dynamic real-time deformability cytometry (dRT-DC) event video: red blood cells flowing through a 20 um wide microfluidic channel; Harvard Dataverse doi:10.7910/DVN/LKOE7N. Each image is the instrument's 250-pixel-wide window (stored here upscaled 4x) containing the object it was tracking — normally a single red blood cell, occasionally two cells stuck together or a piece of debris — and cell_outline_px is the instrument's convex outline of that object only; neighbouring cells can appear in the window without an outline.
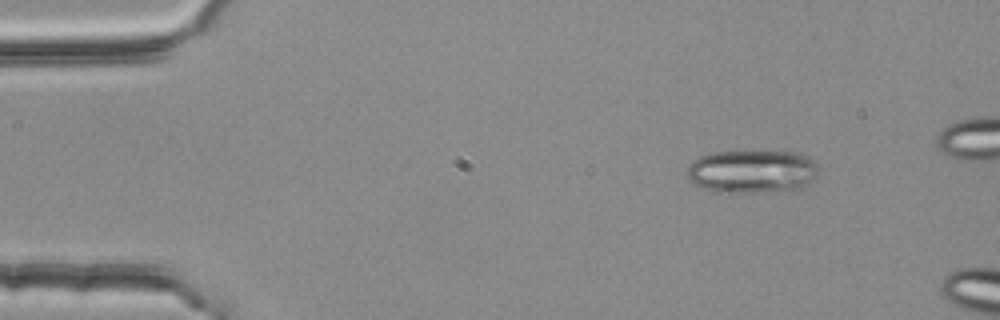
{"species": "common noctule bat (a hibernating species)", "species_latin": "Nyctalus noctula", "temperature_condition": "room temperature", "stored_images_in_passage": 49, "camera_frame_rate_fps": 3000, "um_per_image_px": 0.085, "animal": {"sex": "female", "body_mass_g": 25.1}, "frame": {"image": 1, "passage_image": 1, "time_ms": 0.0, "image_size_px": [1000, 320], "cell_outline_px": [[820, 168], [796, 192], [716, 192], [700, 188], [688, 180], [688, 164], [692, 160], [700, 156], [712, 152], [800, 152], [812, 160]], "centroid_in_image_um": [63.88, 14.59], "position_along_channel_um": 21.1, "area_um2": 33.29}}
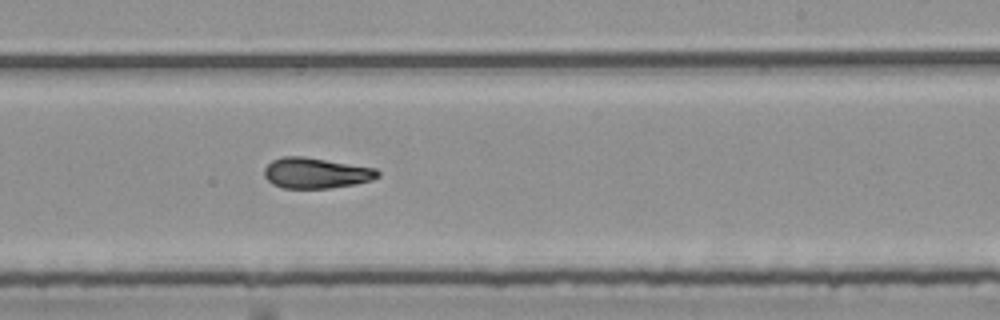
{"frame": {"image": 2, "passage_image": 27, "time_ms": 8.667, "image_size_px": [1000, 320], "cell_outline_px": [[380, 176], [372, 180], [356, 184], [328, 188], [284, 188], [272, 184], [264, 176], [264, 168], [272, 160], [280, 156], [304, 156], [376, 168], [380, 172]], "centroid_in_image_um": [26.86, 14.7], "position_along_channel_um": 262.1, "area_um2": 20.4}}
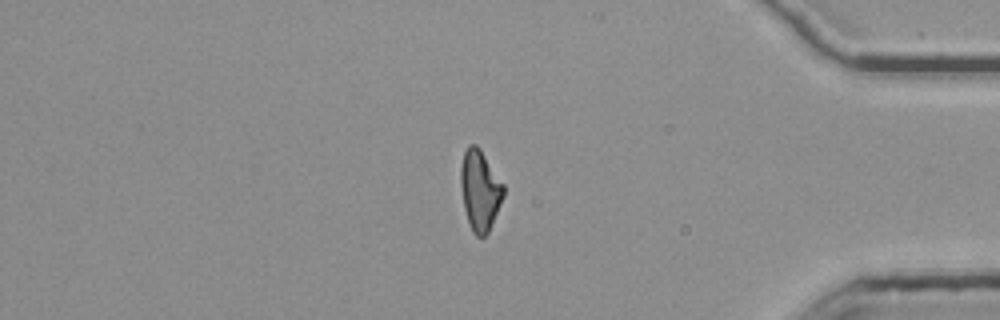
{"frame": {"image": 3, "passage_image": 40, "time_ms": 13.0, "image_size_px": [1000, 320], "cell_outline_px": [[504, 196], [488, 232], [484, 236], [476, 236], [472, 232], [468, 224], [464, 208], [460, 184], [460, 168], [464, 152], [468, 144], [476, 144], [480, 148], [504, 184]], "centroid_in_image_um": [40.78, 16.16], "position_along_channel_um": 394.4, "area_um2": 20.17}, "authors_computed_cell_mechanics": {"area_um2": 20.519, "velocity_mm_per_s": 3.7797, "shape_relaxation_time_tau1_ms": 8.7821, "shape_relaxation_time_tau2_ms": 1.6401, "deformation_change_tau1": 0.2436, "deformation_change_tau2": 0.0877}}